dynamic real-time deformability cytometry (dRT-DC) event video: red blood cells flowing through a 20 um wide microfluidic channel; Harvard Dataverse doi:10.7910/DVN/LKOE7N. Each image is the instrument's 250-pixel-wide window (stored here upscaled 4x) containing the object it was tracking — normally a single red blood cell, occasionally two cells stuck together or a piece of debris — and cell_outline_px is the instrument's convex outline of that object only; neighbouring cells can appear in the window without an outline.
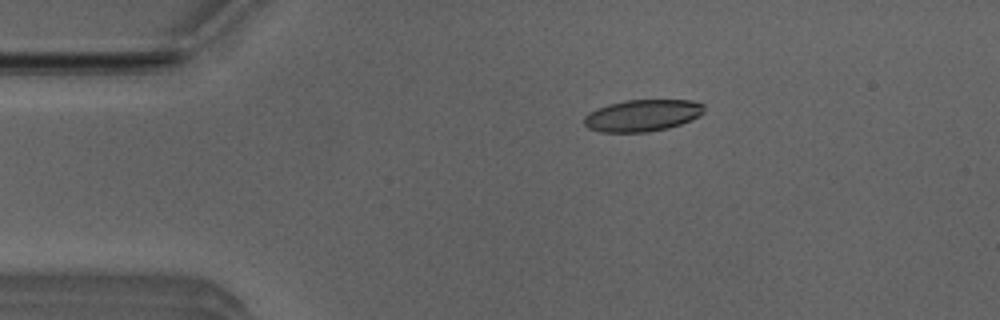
{"species": "Egyptian fruit bat (a non-hibernating species)", "species_latin": "Rousettus aegyptiacus", "temperature_condition": "room temperature", "stored_images_in_passage": 8, "camera_frame_rate_fps": 3000, "um_per_image_px": 0.085, "animal": {"sex": "male"}, "frame": {"image": 1, "passage_image": 3, "time_ms": 0.667, "image_size_px": [1000, 320], "cell_outline_px": [[704, 112], [700, 116], [680, 124], [668, 128], [648, 132], [600, 132], [588, 128], [584, 124], [584, 116], [588, 112], [596, 108], [608, 104], [624, 100], [692, 100], [704, 104]], "centroid_in_image_um": [54.59, 9.81], "position_along_channel_um": 30.4, "area_um2": 22.43}}
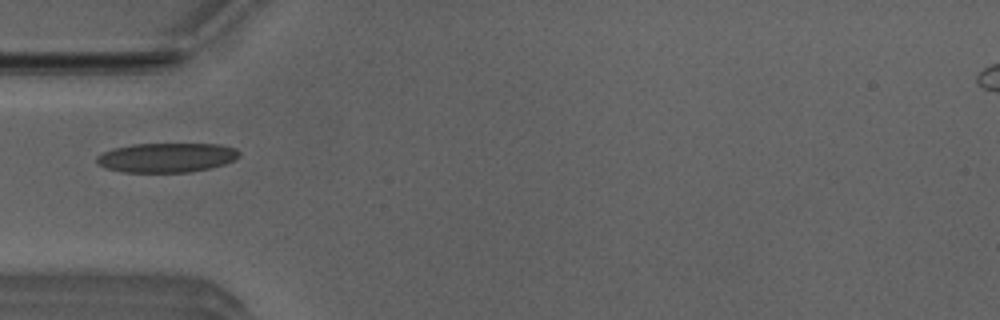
{"frame": {"image": 2, "passage_image": 5, "time_ms": 1.333, "image_size_px": [1000, 320], "cell_outline_px": [[240, 156], [224, 164], [212, 168], [192, 172], [124, 172], [108, 168], [96, 164], [96, 156], [112, 148], [132, 144], [220, 144], [236, 148], [240, 152]], "centroid_in_image_um": [14.17, 13.39], "position_along_channel_um": 70.8, "area_um2": 24.57}}
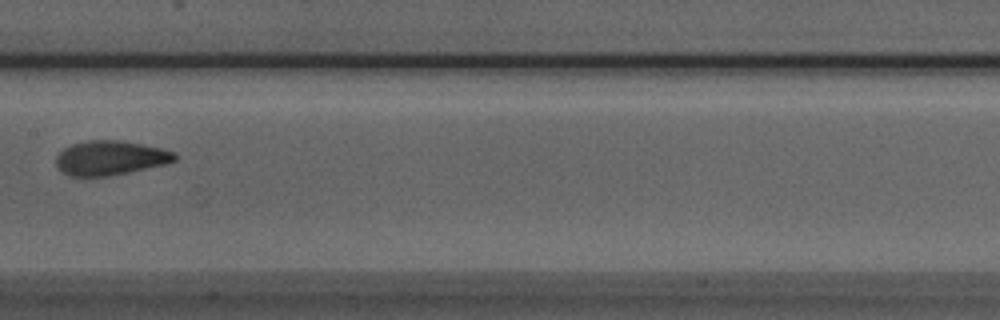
{"frame": {"image": 3, "passage_image": 8, "time_ms": 2.333, "image_size_px": [1000, 320], "cell_outline_px": [[176, 160], [164, 164], [128, 172], [108, 176], [68, 176], [60, 172], [56, 164], [56, 156], [64, 148], [72, 144], [88, 140], [120, 140], [160, 148], [176, 152]], "centroid_in_image_um": [9.33, 13.42], "position_along_channel_um": 198.1, "area_um2": 23.7}}